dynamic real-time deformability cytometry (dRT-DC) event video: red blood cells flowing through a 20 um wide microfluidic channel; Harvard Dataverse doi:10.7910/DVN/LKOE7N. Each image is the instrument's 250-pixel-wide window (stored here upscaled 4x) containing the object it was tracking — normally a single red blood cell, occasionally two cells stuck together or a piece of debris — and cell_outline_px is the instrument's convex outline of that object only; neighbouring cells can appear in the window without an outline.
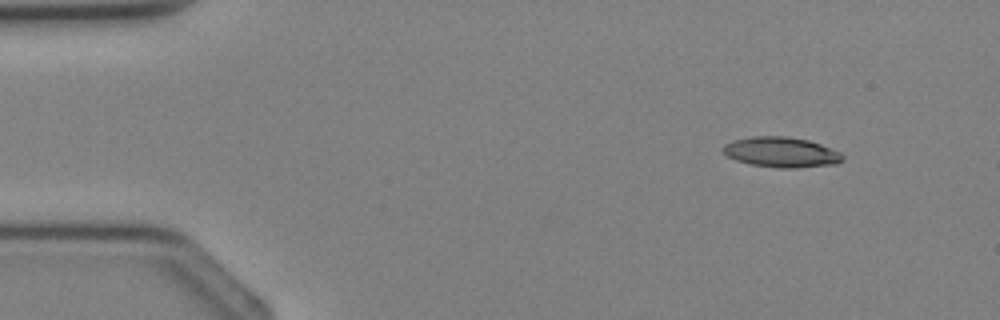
{"species": "Egyptian fruit bat (a non-hibernating species)", "species_latin": "Rousettus aegyptiacus", "temperature_condition": "cold", "stored_images_in_passage": 3, "camera_frame_rate_fps": 3000, "um_per_image_px": 0.085, "animal": {"sex": "female"}, "frame": {"image": 1, "passage_image": 1, "time_ms": 0.0, "image_size_px": [1000, 320], "cell_outline_px": [[844, 160], [836, 164], [796, 168], [780, 168], [752, 164], [736, 160], [728, 156], [720, 148], [724, 144], [732, 140], [752, 136], [788, 136], [808, 140], [820, 144], [840, 152], [844, 156]], "centroid_in_image_um": [66.41, 12.93], "position_along_channel_um": 18.6, "area_um2": 21.15}}